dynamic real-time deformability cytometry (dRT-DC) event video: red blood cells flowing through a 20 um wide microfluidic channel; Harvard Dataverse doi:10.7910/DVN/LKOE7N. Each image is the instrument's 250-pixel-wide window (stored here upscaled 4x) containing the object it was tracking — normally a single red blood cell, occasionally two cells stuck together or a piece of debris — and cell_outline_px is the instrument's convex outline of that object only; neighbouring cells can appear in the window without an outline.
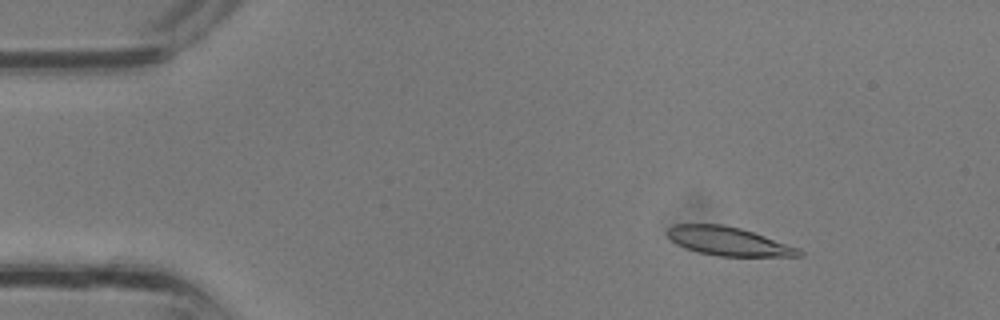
{"species": "common noctule bat (a hibernating species)", "species_latin": "Nyctalus noctula", "temperature_condition": "room temperature", "stored_images_in_passage": 10, "camera_frame_rate_fps": 3000, "um_per_image_px": 0.085, "animal": {"sex": "male", "body_mass_g": 13.3}, "frame": {"image": 1, "passage_image": 5, "time_ms": 1.333, "image_size_px": [1000, 320], "cell_outline_px": [[804, 256], [720, 256], [700, 252], [676, 244], [668, 236], [668, 228], [672, 224], [724, 224], [740, 228], [800, 248], [804, 252]], "centroid_in_image_um": [61.94, 20.5], "position_along_channel_um": 23.1, "area_um2": 21.73}}